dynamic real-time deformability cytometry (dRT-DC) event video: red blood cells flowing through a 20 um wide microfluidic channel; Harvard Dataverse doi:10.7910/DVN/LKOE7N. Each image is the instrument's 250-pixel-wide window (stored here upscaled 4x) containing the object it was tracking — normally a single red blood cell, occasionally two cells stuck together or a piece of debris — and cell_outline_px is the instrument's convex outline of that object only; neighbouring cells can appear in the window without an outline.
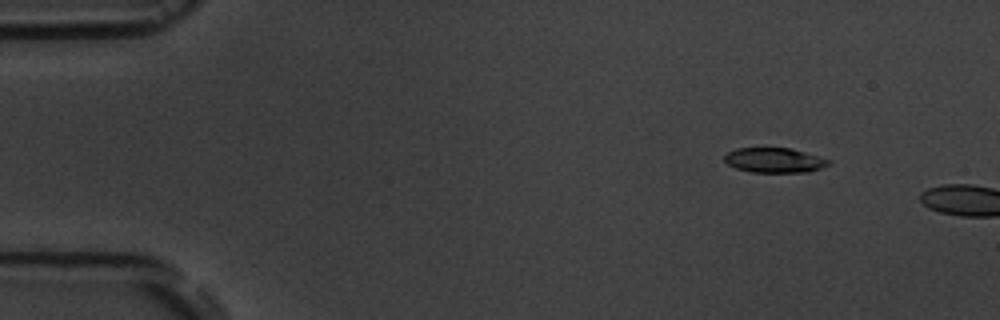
{"species": "common noctule bat (a hibernating species)", "species_latin": "Nyctalus noctula", "temperature_condition": "room temperature", "stored_images_in_passage": 3, "camera_frame_rate_fps": 3000, "um_per_image_px": 0.085, "animal": {"sex": "male", "body_mass_g": 19.5, "forearm_length_mm": 54.6}, "frame": {"image": 1, "passage_image": 2, "time_ms": 2.0, "image_size_px": [1000, 320], "cell_outline_px": [[832, 164], [808, 172], [752, 172], [736, 168], [728, 164], [724, 160], [724, 156], [728, 152], [736, 148], [792, 148], [832, 160]], "centroid_in_image_um": [65.86, 13.61], "position_along_channel_um": 19.1, "area_um2": 15.14}}